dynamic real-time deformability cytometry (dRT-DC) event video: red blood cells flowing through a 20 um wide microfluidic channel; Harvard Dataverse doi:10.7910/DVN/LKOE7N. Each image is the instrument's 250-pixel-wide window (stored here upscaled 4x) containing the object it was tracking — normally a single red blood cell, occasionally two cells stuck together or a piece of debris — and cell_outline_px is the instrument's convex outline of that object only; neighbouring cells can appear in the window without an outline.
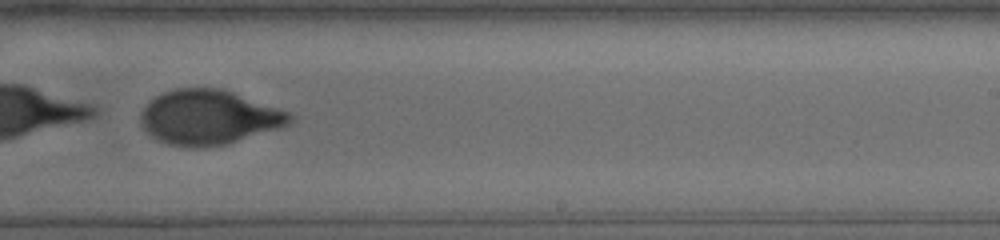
{"species": "human", "species_latin": "Homo sapiens", "temperature_condition": "cold", "stored_images_in_passage": 57, "camera_frame_rate_fps": 3000, "um_per_image_px": 0.085, "donor": {"sex": "male"}, "frame": {"image": 1, "passage_image": 40, "time_ms": 13.0, "image_size_px": [1000, 240], "cell_outline_px": [[292, 124], [280, 128], [228, 144], [204, 148], [188, 148], [168, 144], [152, 136], [144, 128], [140, 120], [140, 112], [156, 96], [164, 92], [176, 88], [220, 88], [232, 92], [288, 112], [292, 116]], "centroid_in_image_um": [17.75, 9.99], "position_along_channel_um": 271.3, "area_um2": 47.34}}